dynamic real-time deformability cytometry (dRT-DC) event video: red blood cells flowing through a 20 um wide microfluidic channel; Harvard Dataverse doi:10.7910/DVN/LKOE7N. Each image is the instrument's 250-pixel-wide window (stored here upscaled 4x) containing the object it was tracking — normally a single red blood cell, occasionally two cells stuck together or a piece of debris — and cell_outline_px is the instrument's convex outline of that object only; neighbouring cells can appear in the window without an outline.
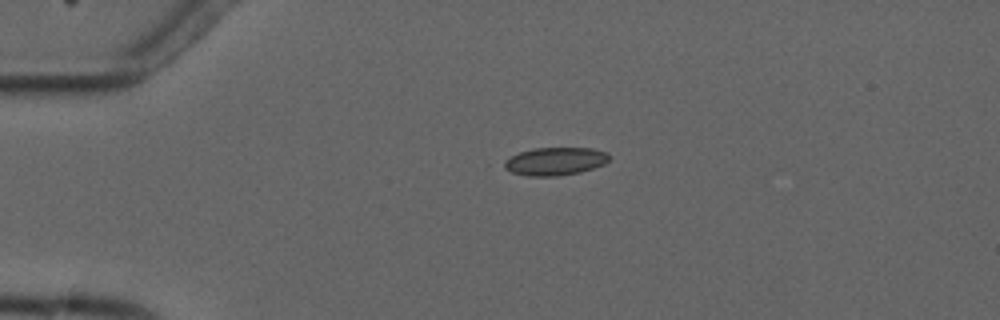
{"species": "common noctule bat (a hibernating species)", "species_latin": "Nyctalus noctula", "temperature_condition": "cold", "stored_images_in_passage": 3, "camera_frame_rate_fps": 3000, "um_per_image_px": 0.085, "animal": {"sex": "male", "forearm_length_mm": 52.5}, "frame": {"image": 1, "passage_image": 2, "time_ms": 1.0, "image_size_px": [1000, 320], "cell_outline_px": [[608, 160], [604, 164], [580, 172], [556, 176], [528, 176], [512, 172], [496, 164], [520, 152], [532, 148], [592, 148], [608, 152]], "centroid_in_image_um": [47.12, 13.71], "position_along_channel_um": 37.9, "area_um2": 17.22}}